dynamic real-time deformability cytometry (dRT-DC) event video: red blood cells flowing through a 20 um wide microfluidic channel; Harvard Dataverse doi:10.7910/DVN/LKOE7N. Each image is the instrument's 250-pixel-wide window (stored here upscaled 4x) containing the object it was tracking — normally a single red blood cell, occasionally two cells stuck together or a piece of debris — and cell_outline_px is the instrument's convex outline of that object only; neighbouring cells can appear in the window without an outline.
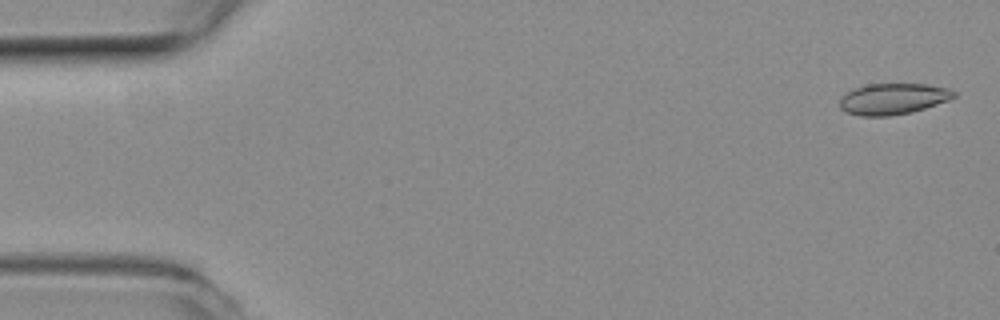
{"species": "common noctule bat (a hibernating species)", "species_latin": "Nyctalus noctula", "temperature_condition": "room temperature", "stored_images_in_passage": 13, "camera_frame_rate_fps": 3000, "um_per_image_px": 0.085, "animal": {"sex": "female", "body_mass_g": 19.3, "forearm_length_mm": 54.1}, "frame": {"image": 1, "passage_image": 2, "time_ms": 0.333, "image_size_px": [1000, 320], "cell_outline_px": [[956, 96], [948, 100], [912, 112], [888, 116], [860, 116], [848, 112], [840, 108], [840, 96], [852, 88], [868, 84], [928, 84], [948, 88], [956, 92]], "centroid_in_image_um": [75.88, 8.39], "position_along_channel_um": 9.1, "area_um2": 20.75}}
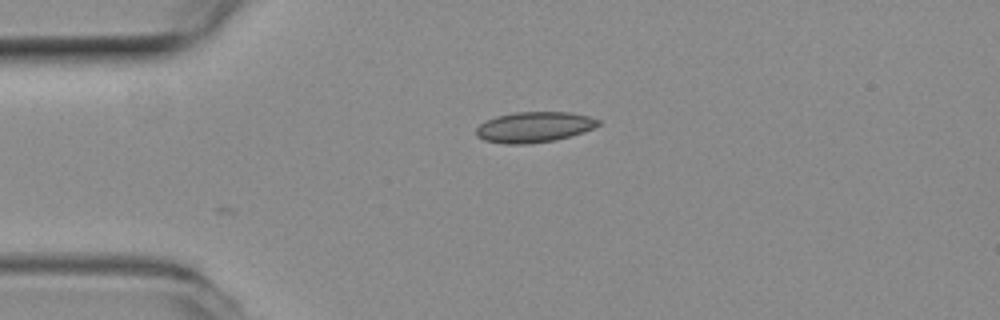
{"frame": {"image": 2, "passage_image": 13, "time_ms": 4.0, "image_size_px": [1000, 320], "cell_outline_px": [[600, 124], [584, 132], [556, 140], [528, 144], [504, 144], [484, 140], [476, 136], [476, 128], [480, 124], [496, 116], [516, 112], [568, 112], [588, 116], [600, 120]], "centroid_in_image_um": [45.39, 10.81], "position_along_channel_um": 39.6, "area_um2": 21.73}}